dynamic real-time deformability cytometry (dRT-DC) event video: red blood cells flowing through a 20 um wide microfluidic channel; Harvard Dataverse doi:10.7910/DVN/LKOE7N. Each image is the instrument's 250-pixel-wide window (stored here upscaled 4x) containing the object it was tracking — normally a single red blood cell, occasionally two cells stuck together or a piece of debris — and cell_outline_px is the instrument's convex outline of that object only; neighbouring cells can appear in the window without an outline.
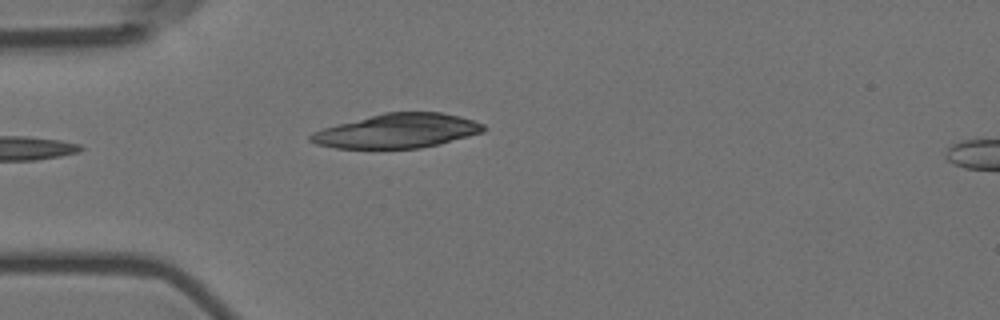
{"species": "Egyptian fruit bat (a non-hibernating species)", "species_latin": "Rousettus aegyptiacus", "temperature_condition": "room temperature", "stored_images_in_passage": 5, "camera_frame_rate_fps": 3000, "um_per_image_px": 0.085, "animal": {"sex": "female"}, "frame": {"image": 1, "passage_image": 5, "time_ms": 1.333, "image_size_px": [1000, 320], "cell_outline_px": [[488, 128], [484, 132], [440, 144], [420, 148], [336, 148], [316, 144], [308, 140], [308, 136], [312, 132], [324, 128], [384, 112], [440, 112], [460, 116], [484, 124]], "centroid_in_image_um": [33.8, 11.13], "position_along_channel_um": 51.2, "area_um2": 34.45}}